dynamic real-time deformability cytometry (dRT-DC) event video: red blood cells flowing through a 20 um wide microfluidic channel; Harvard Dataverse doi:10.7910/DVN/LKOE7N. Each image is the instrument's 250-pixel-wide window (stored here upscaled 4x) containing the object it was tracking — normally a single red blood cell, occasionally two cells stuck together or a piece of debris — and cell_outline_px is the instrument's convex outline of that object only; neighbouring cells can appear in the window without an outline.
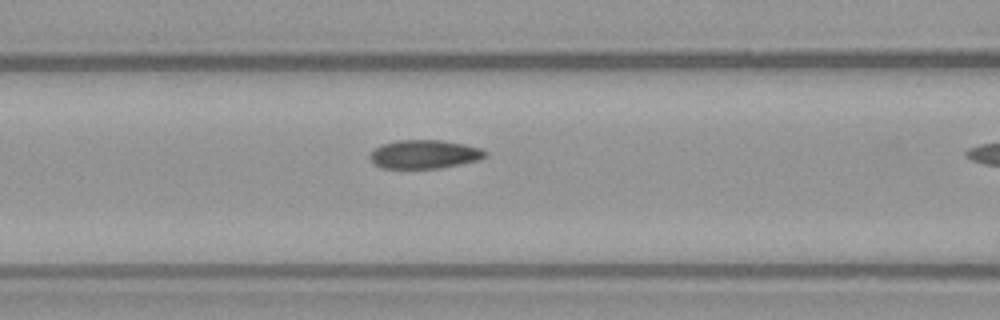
{"species": "common noctule bat (a hibernating species)", "species_latin": "Nyctalus noctula", "temperature_condition": "warm", "stored_images_in_passage": 32, "camera_frame_rate_fps": 3000, "um_per_image_px": 0.085, "animal": {"sex": "female", "body_mass_g": 21.9}, "frame": {"image": 1, "passage_image": 18, "time_ms": 5.667, "image_size_px": [1000, 320], "cell_outline_px": [[488, 156], [480, 160], [440, 168], [380, 168], [368, 156], [380, 144], [396, 140], [440, 140], [464, 144], [480, 148], [488, 152]], "centroid_in_image_um": [36.1, 13.11], "position_along_channel_um": 130.5, "area_um2": 19.31}}
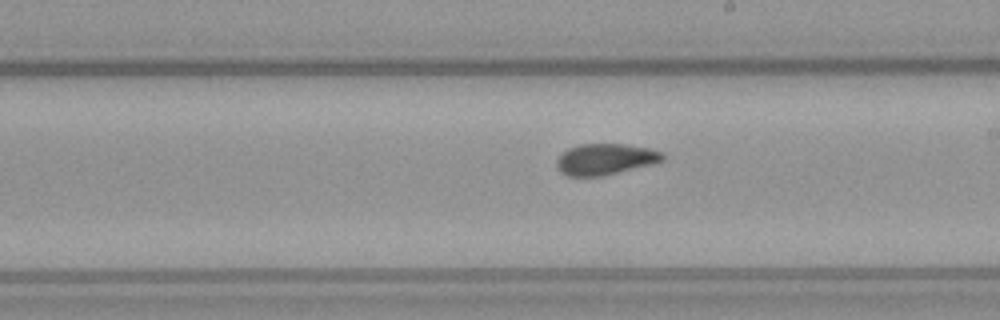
{"frame": {"image": 2, "passage_image": 26, "time_ms": 8.333, "image_size_px": [1000, 320], "cell_outline_px": [[664, 160], [652, 164], [600, 176], [568, 176], [560, 172], [556, 168], [556, 160], [568, 148], [580, 144], [624, 144], [648, 148], [660, 152], [664, 156]], "centroid_in_image_um": [51.41, 13.53], "position_along_channel_um": 237.6, "area_um2": 19.02}}
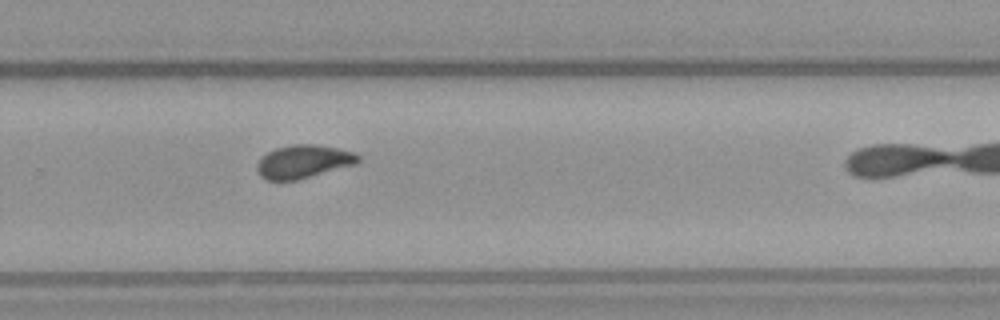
{"frame": {"image": 3, "passage_image": 31, "time_ms": 10.0, "image_size_px": [1000, 320], "cell_outline_px": [[360, 160], [356, 164], [296, 180], [268, 180], [260, 176], [256, 168], [256, 164], [268, 152], [276, 148], [292, 144], [316, 144], [336, 148], [352, 152], [360, 156]], "centroid_in_image_um": [25.78, 13.73], "position_along_channel_um": 304.0, "area_um2": 19.36}}